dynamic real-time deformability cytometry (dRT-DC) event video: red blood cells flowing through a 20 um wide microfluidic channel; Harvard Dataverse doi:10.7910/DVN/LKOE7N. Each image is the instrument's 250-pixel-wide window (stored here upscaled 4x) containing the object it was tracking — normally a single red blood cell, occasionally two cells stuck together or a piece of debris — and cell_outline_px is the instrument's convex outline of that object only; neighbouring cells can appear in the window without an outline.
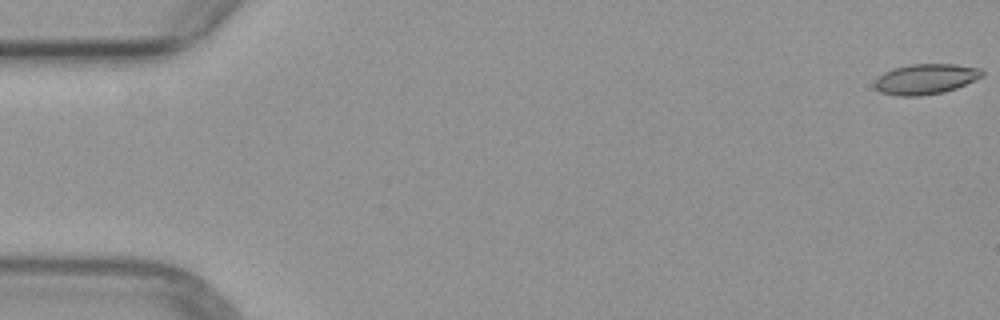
{"species": "common noctule bat (a hibernating species)", "species_latin": "Nyctalus noctula", "temperature_condition": "warm", "stored_images_in_passage": 5, "camera_frame_rate_fps": 3000, "um_per_image_px": 0.085, "animal": {"sex": "female", "body_mass_g": 29.2, "forearm_length_mm": 56.3}, "frame": {"image": 1, "passage_image": 1, "time_ms": 0.0, "image_size_px": [1000, 320], "cell_outline_px": [[984, 76], [956, 88], [944, 92], [920, 96], [896, 96], [880, 92], [872, 84], [876, 76], [892, 68], [908, 64], [956, 64], [980, 68], [984, 72]], "centroid_in_image_um": [78.64, 6.71], "position_along_channel_um": 6.4, "area_um2": 19.36}}
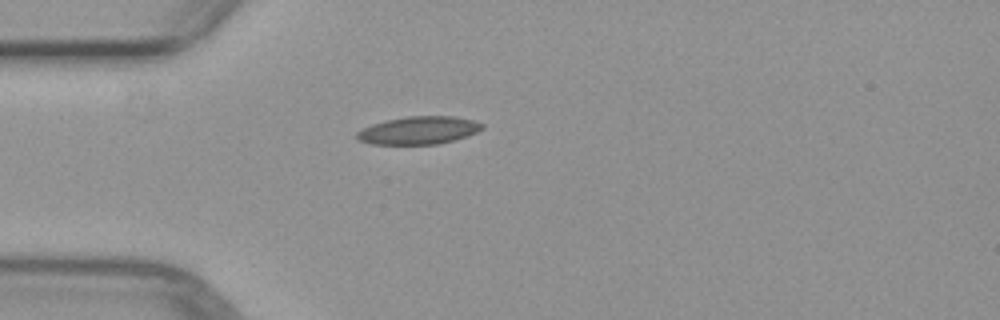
{"frame": {"image": 2, "passage_image": 5, "time_ms": 4.667, "image_size_px": [1000, 320], "cell_outline_px": [[484, 128], [476, 132], [452, 140], [436, 144], [372, 144], [360, 140], [356, 136], [356, 132], [372, 124], [388, 120], [408, 116], [452, 116], [472, 120], [484, 124]], "centroid_in_image_um": [35.58, 11.07], "position_along_channel_um": 49.4, "area_um2": 19.94}}